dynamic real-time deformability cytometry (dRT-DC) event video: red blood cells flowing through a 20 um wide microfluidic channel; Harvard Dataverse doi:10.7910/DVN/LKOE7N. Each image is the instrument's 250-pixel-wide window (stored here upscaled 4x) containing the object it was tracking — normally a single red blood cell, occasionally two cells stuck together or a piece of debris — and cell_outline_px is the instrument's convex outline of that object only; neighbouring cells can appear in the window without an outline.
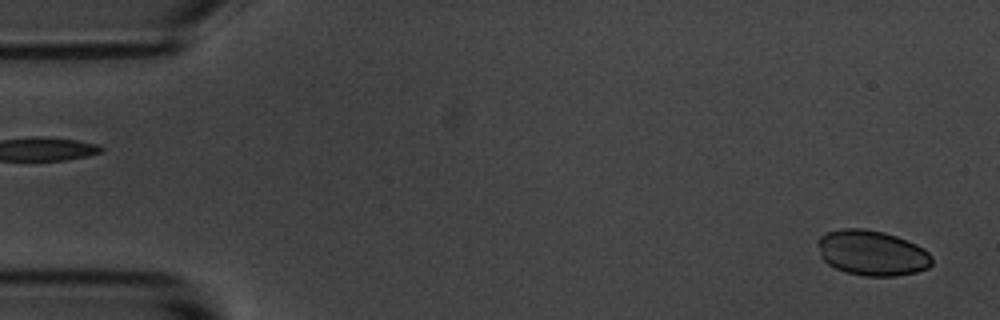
{"species": "common noctule bat (a hibernating species)", "species_latin": "Nyctalus noctula", "temperature_condition": "room temperature", "stored_images_in_passage": 5, "segment_of_instrument_passage": [2, 2], "camera_frame_rate_fps": 3000, "um_per_image_px": 0.085, "animal": {"sex": "male", "body_mass_g": 20.1, "forearm_length_mm": 53.5}, "frame": {"image": 1, "passage_image": 5, "time_ms": 4.667, "image_size_px": [1000, 320], "cell_outline_px": [[932, 264], [928, 268], [916, 272], [896, 276], [864, 276], [848, 272], [836, 268], [828, 264], [820, 256], [816, 240], [820, 236], [828, 232], [844, 228], [864, 228], [884, 232], [896, 236], [916, 244], [924, 248], [932, 256]], "centroid_in_image_um": [74.12, 21.49], "position_along_channel_um": 10.9, "area_um2": 30.23}}